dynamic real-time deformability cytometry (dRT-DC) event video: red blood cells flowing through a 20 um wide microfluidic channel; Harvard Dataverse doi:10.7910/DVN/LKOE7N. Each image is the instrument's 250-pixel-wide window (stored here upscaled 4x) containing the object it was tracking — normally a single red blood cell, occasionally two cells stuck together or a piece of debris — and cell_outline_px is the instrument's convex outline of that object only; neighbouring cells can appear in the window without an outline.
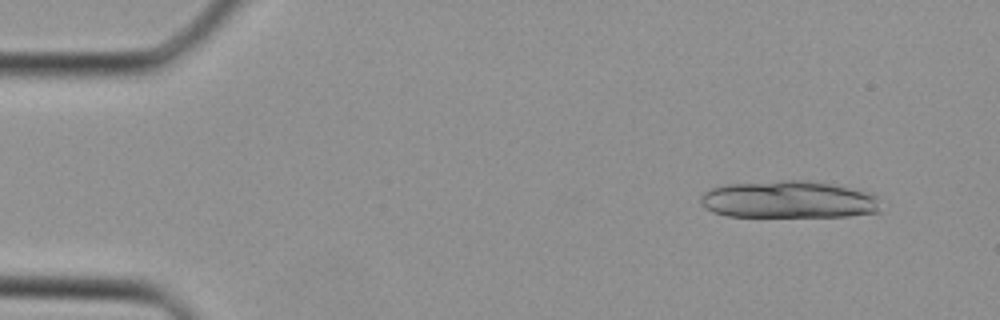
{"species": "Egyptian fruit bat (a non-hibernating species)", "species_latin": "Rousettus aegyptiacus", "temperature_condition": "cold", "stored_images_in_passage": 9, "camera_frame_rate_fps": 3000, "um_per_image_px": 0.085, "animal": {"sex": "female"}, "frame": {"image": 1, "passage_image": 3, "time_ms": 0.667, "image_size_px": [1000, 320], "cell_outline_px": [[880, 212], [848, 216], [728, 216], [712, 212], [704, 208], [700, 204], [700, 196], [704, 192], [712, 188], [724, 184], [780, 180], [808, 180], [872, 192], [876, 196]], "centroid_in_image_um": [67.0, 16.96], "position_along_channel_um": 18.0, "area_um2": 39.3}}